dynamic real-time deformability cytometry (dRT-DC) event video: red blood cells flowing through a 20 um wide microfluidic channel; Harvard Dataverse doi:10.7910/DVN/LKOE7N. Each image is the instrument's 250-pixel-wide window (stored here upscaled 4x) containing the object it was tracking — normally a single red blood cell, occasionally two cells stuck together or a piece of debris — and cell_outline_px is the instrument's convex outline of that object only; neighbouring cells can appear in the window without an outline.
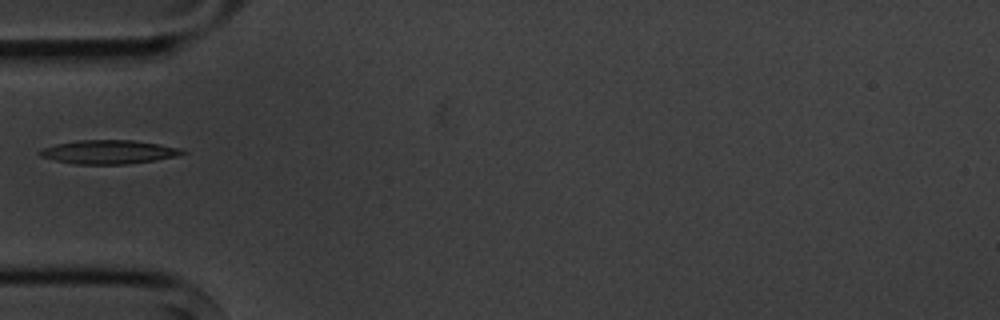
{"species": "common noctule bat (a hibernating species)", "species_latin": "Nyctalus noctula", "temperature_condition": "cold", "stored_images_in_passage": 2, "camera_frame_rate_fps": 3000, "um_per_image_px": 0.085, "animal": {"sex": "male", "body_mass_g": 20.1, "forearm_length_mm": 53.5}, "frame": {"image": 1, "passage_image": 1, "time_ms": 0.0, "image_size_px": [1000, 320], "cell_outline_px": [[188, 152], [176, 156], [128, 164], [76, 164], [56, 160], [40, 156], [36, 152], [40, 148], [56, 144], [76, 140], [132, 140], [160, 144], [180, 148]], "centroid_in_image_um": [9.2, 12.91], "position_along_channel_um": 75.8, "area_um2": 19.71}}
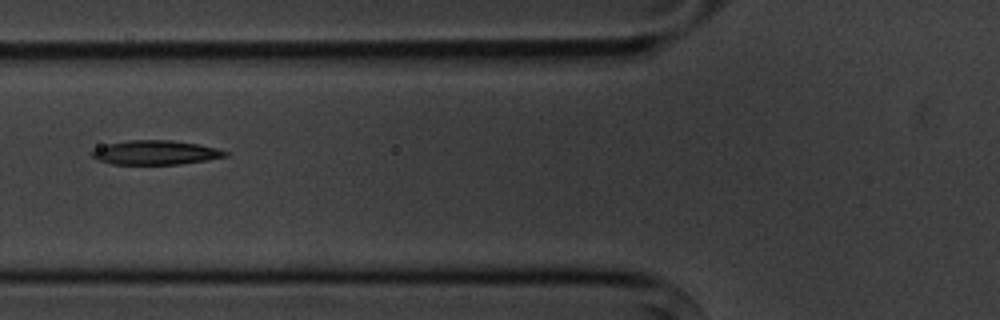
{"frame": {"image": 2, "passage_image": 2, "time_ms": 1.0, "image_size_px": [1000, 320], "cell_outline_px": [[228, 156], [208, 160], [180, 164], [112, 164], [100, 160], [92, 156], [92, 152], [96, 148], [108, 144], [128, 140], [172, 140], [196, 144], [216, 148], [228, 152]], "centroid_in_image_um": [13.25, 12.97], "position_along_channel_um": 112.6, "area_um2": 18.61}}